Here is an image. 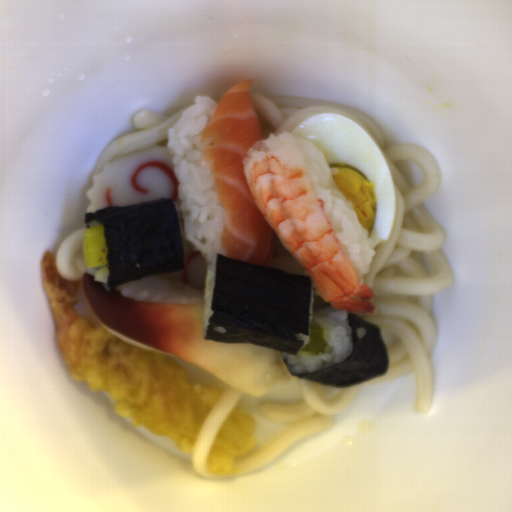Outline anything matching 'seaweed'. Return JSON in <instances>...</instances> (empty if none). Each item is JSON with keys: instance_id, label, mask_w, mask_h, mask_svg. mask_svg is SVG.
Instances as JSON below:
<instances>
[{"instance_id": "obj_3", "label": "seaweed", "mask_w": 512, "mask_h": 512, "mask_svg": "<svg viewBox=\"0 0 512 512\" xmlns=\"http://www.w3.org/2000/svg\"><path fill=\"white\" fill-rule=\"evenodd\" d=\"M346 320L352 334V352L349 357L309 374H295L282 355L283 363L292 377L337 388L362 382L387 370L389 355L378 326L349 312Z\"/></svg>"}, {"instance_id": "obj_1", "label": "seaweed", "mask_w": 512, "mask_h": 512, "mask_svg": "<svg viewBox=\"0 0 512 512\" xmlns=\"http://www.w3.org/2000/svg\"><path fill=\"white\" fill-rule=\"evenodd\" d=\"M311 277L216 253L213 315L204 339L253 343L298 355L309 335Z\"/></svg>"}, {"instance_id": "obj_2", "label": "seaweed", "mask_w": 512, "mask_h": 512, "mask_svg": "<svg viewBox=\"0 0 512 512\" xmlns=\"http://www.w3.org/2000/svg\"><path fill=\"white\" fill-rule=\"evenodd\" d=\"M102 223L110 287L184 269L185 249L171 198L110 205L85 214V226Z\"/></svg>"}]
</instances>
